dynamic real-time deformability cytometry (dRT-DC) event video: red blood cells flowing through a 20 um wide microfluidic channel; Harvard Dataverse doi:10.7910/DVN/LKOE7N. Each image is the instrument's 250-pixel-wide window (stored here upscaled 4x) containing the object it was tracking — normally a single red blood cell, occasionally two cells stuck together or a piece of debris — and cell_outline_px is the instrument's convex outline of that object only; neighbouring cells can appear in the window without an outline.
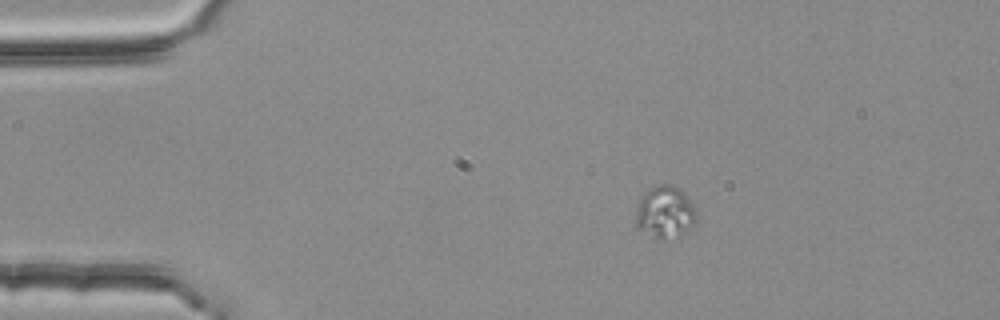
{"species": "common noctule bat (a hibernating species)", "species_latin": "Nyctalus noctula", "temperature_condition": "room temperature", "stored_images_in_passage": 2, "camera_frame_rate_fps": 3000, "um_per_image_px": 0.085, "animal": {"sex": "female", "body_mass_g": 25.1}, "frame": {"image": 1, "passage_image": 1, "time_ms": 0.0, "image_size_px": [1000, 320], "cell_outline_px": [[696, 220], [692, 224], [680, 232], [660, 240], [656, 240], [636, 228], [636, 212], [640, 196], [644, 192], [656, 184], [672, 184], [680, 188], [684, 192], [692, 204], [696, 212]], "centroid_in_image_um": [56.46, 17.99], "position_along_channel_um": 28.5, "area_um2": 18.26}}